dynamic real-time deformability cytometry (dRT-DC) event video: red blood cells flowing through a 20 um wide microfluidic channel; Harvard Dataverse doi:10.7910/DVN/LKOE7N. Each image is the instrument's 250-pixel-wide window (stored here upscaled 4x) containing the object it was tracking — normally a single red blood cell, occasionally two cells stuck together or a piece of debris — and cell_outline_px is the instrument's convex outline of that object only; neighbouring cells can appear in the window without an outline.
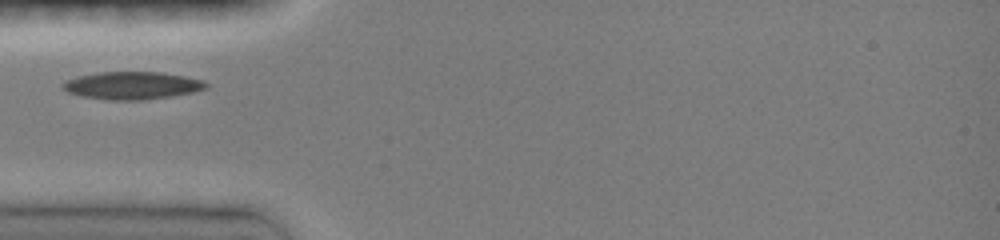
{"species": "common noctule bat (a hibernating species)", "species_latin": "Nyctalus noctula", "temperature_condition": "room temperature", "stored_images_in_passage": 4, "camera_frame_rate_fps": 3000, "um_per_image_px": 0.085, "animal": {"sex": "female", "body_mass_g": 19.0, "forearm_length_mm": 51.5}, "frame": {"image": 1, "passage_image": 1, "time_ms": 0.0, "image_size_px": [1000, 240], "cell_outline_px": [[208, 88], [192, 92], [172, 96], [144, 100], [112, 100], [80, 96], [68, 92], [60, 88], [60, 84], [64, 80], [76, 76], [100, 72], [160, 72], [184, 76], [204, 80], [208, 84]], "centroid_in_image_um": [11.19, 7.26], "position_along_channel_um": 73.8, "area_um2": 23.29}}